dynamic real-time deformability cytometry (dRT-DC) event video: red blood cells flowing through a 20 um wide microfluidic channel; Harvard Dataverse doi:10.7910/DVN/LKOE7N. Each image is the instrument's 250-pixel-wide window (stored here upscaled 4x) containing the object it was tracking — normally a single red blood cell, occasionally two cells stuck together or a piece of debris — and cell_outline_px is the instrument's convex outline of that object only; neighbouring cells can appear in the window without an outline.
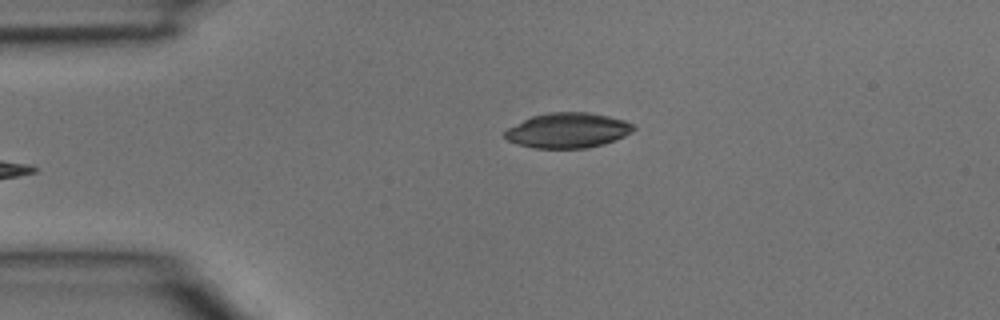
{"species": "common noctule bat (a hibernating species)", "species_latin": "Nyctalus noctula", "temperature_condition": "room temperature", "stored_images_in_passage": 5, "camera_frame_rate_fps": 3000, "um_per_image_px": 0.085, "animal": {"sex": "male", "body_mass_g": 15.6}, "frame": {"image": 1, "passage_image": 5, "time_ms": 1.333, "image_size_px": [1000, 320], "cell_outline_px": [[636, 128], [632, 132], [616, 140], [604, 144], [584, 148], [536, 148], [520, 144], [508, 140], [504, 136], [504, 132], [508, 128], [532, 116], [548, 112], [588, 112], [608, 116], [624, 120], [632, 124]], "centroid_in_image_um": [48.29, 11.08], "position_along_channel_um": 36.7, "area_um2": 26.13}}